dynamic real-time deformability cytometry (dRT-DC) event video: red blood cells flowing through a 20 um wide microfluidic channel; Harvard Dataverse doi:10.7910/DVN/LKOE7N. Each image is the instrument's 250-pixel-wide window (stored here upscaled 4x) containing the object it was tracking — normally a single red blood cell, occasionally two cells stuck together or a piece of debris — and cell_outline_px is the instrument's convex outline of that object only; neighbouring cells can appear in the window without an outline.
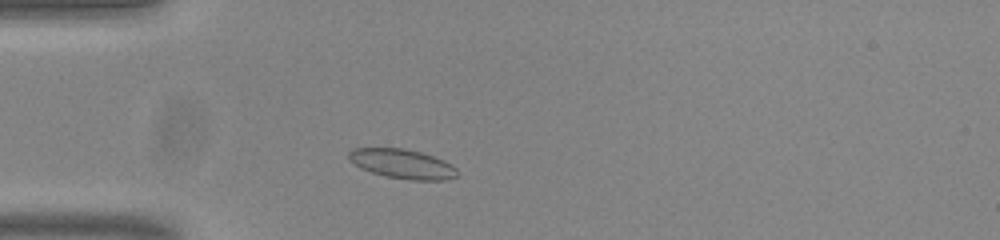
{"species": "common noctule bat (a hibernating species)", "species_latin": "Nyctalus noctula", "temperature_condition": "room temperature", "stored_images_in_passage": 45, "camera_frame_rate_fps": 3000, "um_per_image_px": 0.085, "animal": {"sex": "male", "body_mass_g": 20.0, "forearm_length_mm": 53.3}, "frame": {"image": 1, "passage_image": 6, "time_ms": 1.667, "image_size_px": [1000, 240], "cell_outline_px": [[460, 172], [456, 176], [444, 180], [412, 180], [384, 176], [360, 168], [348, 160], [348, 152], [352, 148], [404, 148], [420, 152], [444, 160], [452, 164]], "centroid_in_image_um": [34.19, 13.92], "position_along_channel_um": 50.8, "area_um2": 18.73}}
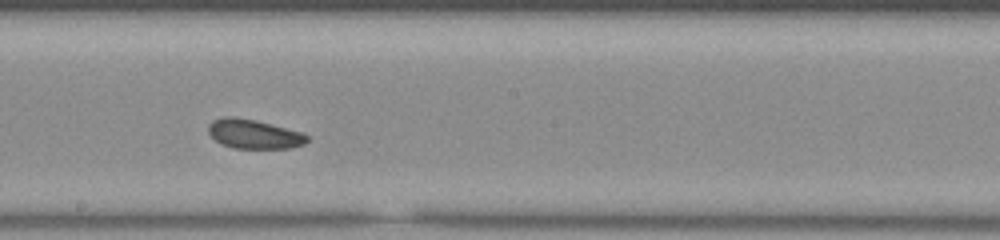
{"frame": {"image": 2, "passage_image": 21, "time_ms": 6.667, "image_size_px": [1000, 240], "cell_outline_px": [[308, 140], [304, 144], [292, 148], [232, 148], [220, 144], [208, 132], [208, 124], [212, 120], [224, 116], [232, 116], [256, 120], [304, 132], [308, 136]], "centroid_in_image_um": [21.58, 11.39], "position_along_channel_um": 226.6, "area_um2": 17.05}}
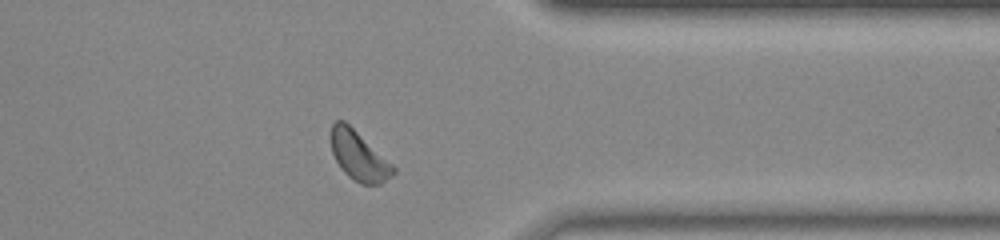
{"frame": {"image": 3, "passage_image": 34, "time_ms": 11.0, "image_size_px": [1000, 240], "cell_outline_px": [[396, 172], [392, 176], [380, 184], [360, 184], [348, 176], [340, 168], [332, 152], [332, 124], [336, 120], [344, 120], [392, 164], [396, 168]], "centroid_in_image_um": [30.51, 13.27], "position_along_channel_um": 380.9, "area_um2": 17.51}, "authors_computed_cell_mechanics": {"area_um2": 17.2244, "velocity_mm_per_s": 3.7573, "shape_relaxation_time_tau1_ms": null, "shape_relaxation_time_tau2_ms": 3.1084, "deformation_change_tau1": null, "deformation_change_tau2": 0.0886}}